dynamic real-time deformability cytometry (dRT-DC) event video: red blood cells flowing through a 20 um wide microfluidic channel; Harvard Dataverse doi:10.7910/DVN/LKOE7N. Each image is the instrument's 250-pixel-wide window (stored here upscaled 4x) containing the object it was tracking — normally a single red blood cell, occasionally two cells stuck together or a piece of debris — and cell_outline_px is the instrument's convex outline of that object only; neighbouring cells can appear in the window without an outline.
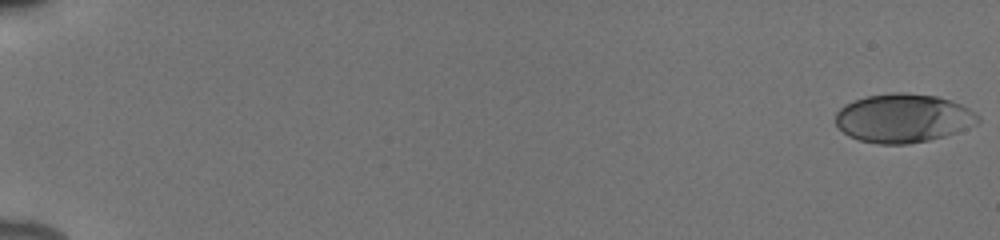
{"species": "human", "species_latin": "Homo sapiens", "temperature_condition": "cold", "stored_images_in_passage": 55, "camera_frame_rate_fps": 3000, "um_per_image_px": 0.085, "donor": {"sex": "male"}, "frame": {"image": 1, "passage_image": 1, "time_ms": 0.0, "image_size_px": [1000, 240], "cell_outline_px": [[980, 120], [976, 124], [956, 132], [944, 136], [928, 140], [908, 144], [880, 144], [860, 140], [848, 136], [836, 124], [836, 112], [844, 104], [868, 96], [892, 92], [904, 92], [936, 96], [960, 104], [968, 108], [980, 116]], "centroid_in_image_um": [76.76, 10.04], "position_along_channel_um": 8.2, "area_um2": 40.23}}
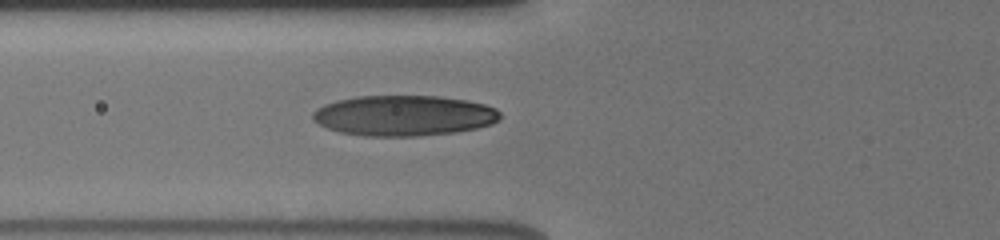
{"frame": {"image": 2, "passage_image": 23, "time_ms": 7.333, "image_size_px": [1000, 240], "cell_outline_px": [[500, 120], [492, 124], [476, 128], [456, 132], [416, 136], [364, 136], [340, 132], [328, 128], [312, 120], [312, 112], [316, 108], [324, 104], [336, 100], [356, 96], [440, 96], [468, 100], [484, 104], [496, 108], [500, 112]], "centroid_in_image_um": [34.33, 9.82], "position_along_channel_um": 91.5, "area_um2": 44.51}}
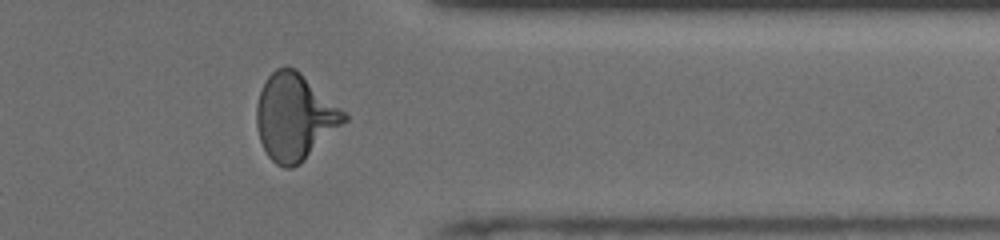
{"frame": {"image": 3, "passage_image": 46, "time_ms": 15.0, "image_size_px": [1000, 240], "cell_outline_px": [[348, 120], [300, 164], [292, 168], [284, 168], [276, 164], [268, 156], [260, 140], [256, 124], [256, 104], [260, 92], [268, 76], [276, 68], [296, 68], [348, 112]], "centroid_in_image_um": [25.08, 9.94], "position_along_channel_um": 386.3, "area_um2": 44.27}, "authors_computed_cell_mechanics": {"area_um2": 41.8472, "velocity_mm_per_s": 3.9065, "shape_relaxation_time_tau1_ms": 3.9883, "shape_relaxation_time_tau2_ms": 0.8713, "deformation_change_tau1": 0.1742, "deformation_change_tau2": 0.0653}}